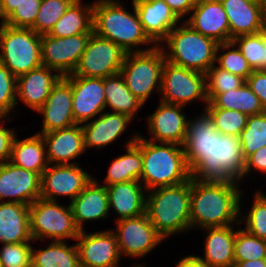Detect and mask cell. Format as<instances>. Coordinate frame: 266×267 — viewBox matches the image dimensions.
Here are the masks:
<instances>
[{
  "mask_svg": "<svg viewBox=\"0 0 266 267\" xmlns=\"http://www.w3.org/2000/svg\"><path fill=\"white\" fill-rule=\"evenodd\" d=\"M238 184L237 181L201 182L191 178V229L238 224L242 216V191Z\"/></svg>",
  "mask_w": 266,
  "mask_h": 267,
  "instance_id": "obj_1",
  "label": "cell"
},
{
  "mask_svg": "<svg viewBox=\"0 0 266 267\" xmlns=\"http://www.w3.org/2000/svg\"><path fill=\"white\" fill-rule=\"evenodd\" d=\"M132 5L133 13H130L118 0L94 1L93 32L116 43L126 53L151 50L156 45L145 34L135 6ZM140 45L148 47L136 49Z\"/></svg>",
  "mask_w": 266,
  "mask_h": 267,
  "instance_id": "obj_2",
  "label": "cell"
},
{
  "mask_svg": "<svg viewBox=\"0 0 266 267\" xmlns=\"http://www.w3.org/2000/svg\"><path fill=\"white\" fill-rule=\"evenodd\" d=\"M135 144L142 151L140 182L147 191L180 184L191 179V170L181 145L159 143L139 135Z\"/></svg>",
  "mask_w": 266,
  "mask_h": 267,
  "instance_id": "obj_3",
  "label": "cell"
},
{
  "mask_svg": "<svg viewBox=\"0 0 266 267\" xmlns=\"http://www.w3.org/2000/svg\"><path fill=\"white\" fill-rule=\"evenodd\" d=\"M145 193H147L145 213L165 240L174 233L191 230V179L176 185L158 187Z\"/></svg>",
  "mask_w": 266,
  "mask_h": 267,
  "instance_id": "obj_4",
  "label": "cell"
},
{
  "mask_svg": "<svg viewBox=\"0 0 266 267\" xmlns=\"http://www.w3.org/2000/svg\"><path fill=\"white\" fill-rule=\"evenodd\" d=\"M163 43L169 48L166 49L169 52L163 48L165 58L174 65L203 74L216 65L218 43L198 33L184 21L168 33Z\"/></svg>",
  "mask_w": 266,
  "mask_h": 267,
  "instance_id": "obj_5",
  "label": "cell"
},
{
  "mask_svg": "<svg viewBox=\"0 0 266 267\" xmlns=\"http://www.w3.org/2000/svg\"><path fill=\"white\" fill-rule=\"evenodd\" d=\"M245 159L239 136L213 134L212 156L203 159L192 171L191 178L201 182H243Z\"/></svg>",
  "mask_w": 266,
  "mask_h": 267,
  "instance_id": "obj_6",
  "label": "cell"
},
{
  "mask_svg": "<svg viewBox=\"0 0 266 267\" xmlns=\"http://www.w3.org/2000/svg\"><path fill=\"white\" fill-rule=\"evenodd\" d=\"M0 63L18 78L40 67L41 35L31 28L0 25Z\"/></svg>",
  "mask_w": 266,
  "mask_h": 267,
  "instance_id": "obj_7",
  "label": "cell"
},
{
  "mask_svg": "<svg viewBox=\"0 0 266 267\" xmlns=\"http://www.w3.org/2000/svg\"><path fill=\"white\" fill-rule=\"evenodd\" d=\"M58 203L38 198L29 205V224L33 241L44 238L66 241L75 240L79 236L80 230L74 222L71 205L64 207Z\"/></svg>",
  "mask_w": 266,
  "mask_h": 267,
  "instance_id": "obj_8",
  "label": "cell"
},
{
  "mask_svg": "<svg viewBox=\"0 0 266 267\" xmlns=\"http://www.w3.org/2000/svg\"><path fill=\"white\" fill-rule=\"evenodd\" d=\"M163 47L155 46L145 52L127 53L120 69L128 89L145 104L157 89L160 92L161 74L165 62Z\"/></svg>",
  "mask_w": 266,
  "mask_h": 267,
  "instance_id": "obj_9",
  "label": "cell"
},
{
  "mask_svg": "<svg viewBox=\"0 0 266 267\" xmlns=\"http://www.w3.org/2000/svg\"><path fill=\"white\" fill-rule=\"evenodd\" d=\"M161 102L183 105L198 99L208 103L206 75L165 60L161 74Z\"/></svg>",
  "mask_w": 266,
  "mask_h": 267,
  "instance_id": "obj_10",
  "label": "cell"
},
{
  "mask_svg": "<svg viewBox=\"0 0 266 267\" xmlns=\"http://www.w3.org/2000/svg\"><path fill=\"white\" fill-rule=\"evenodd\" d=\"M126 54L116 43L92 32L72 74L104 79L120 73Z\"/></svg>",
  "mask_w": 266,
  "mask_h": 267,
  "instance_id": "obj_11",
  "label": "cell"
},
{
  "mask_svg": "<svg viewBox=\"0 0 266 267\" xmlns=\"http://www.w3.org/2000/svg\"><path fill=\"white\" fill-rule=\"evenodd\" d=\"M112 230L117 238L121 256L141 258L165 239L156 231L146 213L134 218H124Z\"/></svg>",
  "mask_w": 266,
  "mask_h": 267,
  "instance_id": "obj_12",
  "label": "cell"
},
{
  "mask_svg": "<svg viewBox=\"0 0 266 267\" xmlns=\"http://www.w3.org/2000/svg\"><path fill=\"white\" fill-rule=\"evenodd\" d=\"M92 33L69 37L41 35L42 64L56 71L61 77L71 75L82 56Z\"/></svg>",
  "mask_w": 266,
  "mask_h": 267,
  "instance_id": "obj_13",
  "label": "cell"
},
{
  "mask_svg": "<svg viewBox=\"0 0 266 267\" xmlns=\"http://www.w3.org/2000/svg\"><path fill=\"white\" fill-rule=\"evenodd\" d=\"M93 176L82 170L79 164H49L41 174L40 198L57 201V196H69L72 202L91 181Z\"/></svg>",
  "mask_w": 266,
  "mask_h": 267,
  "instance_id": "obj_14",
  "label": "cell"
},
{
  "mask_svg": "<svg viewBox=\"0 0 266 267\" xmlns=\"http://www.w3.org/2000/svg\"><path fill=\"white\" fill-rule=\"evenodd\" d=\"M72 89V110L76 124L89 122L106 109L104 79L74 76L64 77Z\"/></svg>",
  "mask_w": 266,
  "mask_h": 267,
  "instance_id": "obj_15",
  "label": "cell"
},
{
  "mask_svg": "<svg viewBox=\"0 0 266 267\" xmlns=\"http://www.w3.org/2000/svg\"><path fill=\"white\" fill-rule=\"evenodd\" d=\"M41 176L9 161L0 164V201L31 205L41 195Z\"/></svg>",
  "mask_w": 266,
  "mask_h": 267,
  "instance_id": "obj_16",
  "label": "cell"
},
{
  "mask_svg": "<svg viewBox=\"0 0 266 267\" xmlns=\"http://www.w3.org/2000/svg\"><path fill=\"white\" fill-rule=\"evenodd\" d=\"M76 246L79 263L88 267H118L121 254L113 231L104 230L87 234L80 231Z\"/></svg>",
  "mask_w": 266,
  "mask_h": 267,
  "instance_id": "obj_17",
  "label": "cell"
},
{
  "mask_svg": "<svg viewBox=\"0 0 266 267\" xmlns=\"http://www.w3.org/2000/svg\"><path fill=\"white\" fill-rule=\"evenodd\" d=\"M159 106L148 117L150 141L172 143L183 146L187 135V118L183 105L159 102Z\"/></svg>",
  "mask_w": 266,
  "mask_h": 267,
  "instance_id": "obj_18",
  "label": "cell"
},
{
  "mask_svg": "<svg viewBox=\"0 0 266 267\" xmlns=\"http://www.w3.org/2000/svg\"><path fill=\"white\" fill-rule=\"evenodd\" d=\"M184 22L192 29L219 43L230 42L227 14L220 0H201Z\"/></svg>",
  "mask_w": 266,
  "mask_h": 267,
  "instance_id": "obj_19",
  "label": "cell"
},
{
  "mask_svg": "<svg viewBox=\"0 0 266 267\" xmlns=\"http://www.w3.org/2000/svg\"><path fill=\"white\" fill-rule=\"evenodd\" d=\"M43 115L42 131L37 134L68 128L75 125L72 110L71 84L61 77L53 86L45 103L37 110Z\"/></svg>",
  "mask_w": 266,
  "mask_h": 267,
  "instance_id": "obj_20",
  "label": "cell"
},
{
  "mask_svg": "<svg viewBox=\"0 0 266 267\" xmlns=\"http://www.w3.org/2000/svg\"><path fill=\"white\" fill-rule=\"evenodd\" d=\"M132 3L145 34L156 46H162L168 33L181 20L163 0H132Z\"/></svg>",
  "mask_w": 266,
  "mask_h": 267,
  "instance_id": "obj_21",
  "label": "cell"
},
{
  "mask_svg": "<svg viewBox=\"0 0 266 267\" xmlns=\"http://www.w3.org/2000/svg\"><path fill=\"white\" fill-rule=\"evenodd\" d=\"M41 135L45 144L48 164H79L75 161L73 163L70 161L86 151L83 130L80 124Z\"/></svg>",
  "mask_w": 266,
  "mask_h": 267,
  "instance_id": "obj_22",
  "label": "cell"
},
{
  "mask_svg": "<svg viewBox=\"0 0 266 267\" xmlns=\"http://www.w3.org/2000/svg\"><path fill=\"white\" fill-rule=\"evenodd\" d=\"M227 14L230 41L240 35L257 34L266 29V14L257 0H220Z\"/></svg>",
  "mask_w": 266,
  "mask_h": 267,
  "instance_id": "obj_23",
  "label": "cell"
},
{
  "mask_svg": "<svg viewBox=\"0 0 266 267\" xmlns=\"http://www.w3.org/2000/svg\"><path fill=\"white\" fill-rule=\"evenodd\" d=\"M51 68L41 65L17 78L16 104L18 99L25 106L37 111L47 100L53 86L61 76Z\"/></svg>",
  "mask_w": 266,
  "mask_h": 267,
  "instance_id": "obj_24",
  "label": "cell"
},
{
  "mask_svg": "<svg viewBox=\"0 0 266 267\" xmlns=\"http://www.w3.org/2000/svg\"><path fill=\"white\" fill-rule=\"evenodd\" d=\"M94 177L83 191L70 202L74 222L80 231H84L85 221H95L109 216L108 193L104 185Z\"/></svg>",
  "mask_w": 266,
  "mask_h": 267,
  "instance_id": "obj_25",
  "label": "cell"
},
{
  "mask_svg": "<svg viewBox=\"0 0 266 267\" xmlns=\"http://www.w3.org/2000/svg\"><path fill=\"white\" fill-rule=\"evenodd\" d=\"M216 131L211 117L205 110L204 114L187 121V135L183 148L191 171L203 159L212 156L213 134Z\"/></svg>",
  "mask_w": 266,
  "mask_h": 267,
  "instance_id": "obj_26",
  "label": "cell"
},
{
  "mask_svg": "<svg viewBox=\"0 0 266 267\" xmlns=\"http://www.w3.org/2000/svg\"><path fill=\"white\" fill-rule=\"evenodd\" d=\"M133 118L123 113L105 112L98 118L82 124L85 150L92 147L100 149L117 140Z\"/></svg>",
  "mask_w": 266,
  "mask_h": 267,
  "instance_id": "obj_27",
  "label": "cell"
},
{
  "mask_svg": "<svg viewBox=\"0 0 266 267\" xmlns=\"http://www.w3.org/2000/svg\"><path fill=\"white\" fill-rule=\"evenodd\" d=\"M105 187L108 193L109 210L116 211L117 221L138 217L145 213L146 189L140 181H126Z\"/></svg>",
  "mask_w": 266,
  "mask_h": 267,
  "instance_id": "obj_28",
  "label": "cell"
},
{
  "mask_svg": "<svg viewBox=\"0 0 266 267\" xmlns=\"http://www.w3.org/2000/svg\"><path fill=\"white\" fill-rule=\"evenodd\" d=\"M29 205L0 202V242L15 244L31 242Z\"/></svg>",
  "mask_w": 266,
  "mask_h": 267,
  "instance_id": "obj_29",
  "label": "cell"
},
{
  "mask_svg": "<svg viewBox=\"0 0 266 267\" xmlns=\"http://www.w3.org/2000/svg\"><path fill=\"white\" fill-rule=\"evenodd\" d=\"M207 236L204 245V257L199 258L209 267H233L236 230L233 226L204 228Z\"/></svg>",
  "mask_w": 266,
  "mask_h": 267,
  "instance_id": "obj_30",
  "label": "cell"
},
{
  "mask_svg": "<svg viewBox=\"0 0 266 267\" xmlns=\"http://www.w3.org/2000/svg\"><path fill=\"white\" fill-rule=\"evenodd\" d=\"M10 163L25 170L38 173L40 176L48 167L45 144L41 134L23 140L17 139L12 144Z\"/></svg>",
  "mask_w": 266,
  "mask_h": 267,
  "instance_id": "obj_31",
  "label": "cell"
},
{
  "mask_svg": "<svg viewBox=\"0 0 266 267\" xmlns=\"http://www.w3.org/2000/svg\"><path fill=\"white\" fill-rule=\"evenodd\" d=\"M138 137L139 133L131 137L125 144L126 153L115 158L111 163L104 179V186L126 181H140L143 159L141 149L135 144Z\"/></svg>",
  "mask_w": 266,
  "mask_h": 267,
  "instance_id": "obj_32",
  "label": "cell"
},
{
  "mask_svg": "<svg viewBox=\"0 0 266 267\" xmlns=\"http://www.w3.org/2000/svg\"><path fill=\"white\" fill-rule=\"evenodd\" d=\"M81 1L76 0L69 6L55 23L50 36L69 37L93 32V3L84 6Z\"/></svg>",
  "mask_w": 266,
  "mask_h": 267,
  "instance_id": "obj_33",
  "label": "cell"
},
{
  "mask_svg": "<svg viewBox=\"0 0 266 267\" xmlns=\"http://www.w3.org/2000/svg\"><path fill=\"white\" fill-rule=\"evenodd\" d=\"M106 108L113 112L123 113L134 118L137 111L144 105L126 86L120 73L104 78Z\"/></svg>",
  "mask_w": 266,
  "mask_h": 267,
  "instance_id": "obj_34",
  "label": "cell"
},
{
  "mask_svg": "<svg viewBox=\"0 0 266 267\" xmlns=\"http://www.w3.org/2000/svg\"><path fill=\"white\" fill-rule=\"evenodd\" d=\"M79 252L76 244L52 241L45 249L32 247L31 267H77Z\"/></svg>",
  "mask_w": 266,
  "mask_h": 267,
  "instance_id": "obj_35",
  "label": "cell"
},
{
  "mask_svg": "<svg viewBox=\"0 0 266 267\" xmlns=\"http://www.w3.org/2000/svg\"><path fill=\"white\" fill-rule=\"evenodd\" d=\"M211 103L216 108L236 110L248 116L265 112L258 96L249 88L247 83L238 89L218 94Z\"/></svg>",
  "mask_w": 266,
  "mask_h": 267,
  "instance_id": "obj_36",
  "label": "cell"
},
{
  "mask_svg": "<svg viewBox=\"0 0 266 267\" xmlns=\"http://www.w3.org/2000/svg\"><path fill=\"white\" fill-rule=\"evenodd\" d=\"M253 71L266 70V29L232 39Z\"/></svg>",
  "mask_w": 266,
  "mask_h": 267,
  "instance_id": "obj_37",
  "label": "cell"
},
{
  "mask_svg": "<svg viewBox=\"0 0 266 267\" xmlns=\"http://www.w3.org/2000/svg\"><path fill=\"white\" fill-rule=\"evenodd\" d=\"M204 110L211 117L216 130L228 136H239L249 117L240 111L216 108L211 102L206 104Z\"/></svg>",
  "mask_w": 266,
  "mask_h": 267,
  "instance_id": "obj_38",
  "label": "cell"
},
{
  "mask_svg": "<svg viewBox=\"0 0 266 267\" xmlns=\"http://www.w3.org/2000/svg\"><path fill=\"white\" fill-rule=\"evenodd\" d=\"M240 143L244 159L266 146V112L248 117L241 131Z\"/></svg>",
  "mask_w": 266,
  "mask_h": 267,
  "instance_id": "obj_39",
  "label": "cell"
},
{
  "mask_svg": "<svg viewBox=\"0 0 266 267\" xmlns=\"http://www.w3.org/2000/svg\"><path fill=\"white\" fill-rule=\"evenodd\" d=\"M235 44L230 41L226 43H219L216 50V65L218 68L228 71L234 75L240 76L245 80L252 74L253 70L249 66L247 60L243 57L242 53L238 49H235ZM225 51L218 56L220 51ZM219 52V53H218Z\"/></svg>",
  "mask_w": 266,
  "mask_h": 267,
  "instance_id": "obj_40",
  "label": "cell"
},
{
  "mask_svg": "<svg viewBox=\"0 0 266 267\" xmlns=\"http://www.w3.org/2000/svg\"><path fill=\"white\" fill-rule=\"evenodd\" d=\"M76 0H42L34 26L39 35L49 34L55 23Z\"/></svg>",
  "mask_w": 266,
  "mask_h": 267,
  "instance_id": "obj_41",
  "label": "cell"
},
{
  "mask_svg": "<svg viewBox=\"0 0 266 267\" xmlns=\"http://www.w3.org/2000/svg\"><path fill=\"white\" fill-rule=\"evenodd\" d=\"M206 94L211 102L218 94L238 89L246 80L240 76L224 71L213 65L206 72Z\"/></svg>",
  "mask_w": 266,
  "mask_h": 267,
  "instance_id": "obj_42",
  "label": "cell"
},
{
  "mask_svg": "<svg viewBox=\"0 0 266 267\" xmlns=\"http://www.w3.org/2000/svg\"><path fill=\"white\" fill-rule=\"evenodd\" d=\"M266 259V240L257 238L244 229L236 231L234 260L248 261Z\"/></svg>",
  "mask_w": 266,
  "mask_h": 267,
  "instance_id": "obj_43",
  "label": "cell"
},
{
  "mask_svg": "<svg viewBox=\"0 0 266 267\" xmlns=\"http://www.w3.org/2000/svg\"><path fill=\"white\" fill-rule=\"evenodd\" d=\"M255 193L250 211L242 216L243 219L240 218L239 224H246L245 231L266 240V195L262 191Z\"/></svg>",
  "mask_w": 266,
  "mask_h": 267,
  "instance_id": "obj_44",
  "label": "cell"
},
{
  "mask_svg": "<svg viewBox=\"0 0 266 267\" xmlns=\"http://www.w3.org/2000/svg\"><path fill=\"white\" fill-rule=\"evenodd\" d=\"M31 256L30 242L3 244L0 250L3 267H31Z\"/></svg>",
  "mask_w": 266,
  "mask_h": 267,
  "instance_id": "obj_45",
  "label": "cell"
},
{
  "mask_svg": "<svg viewBox=\"0 0 266 267\" xmlns=\"http://www.w3.org/2000/svg\"><path fill=\"white\" fill-rule=\"evenodd\" d=\"M42 0H24L1 23L16 28H32L34 26Z\"/></svg>",
  "mask_w": 266,
  "mask_h": 267,
  "instance_id": "obj_46",
  "label": "cell"
},
{
  "mask_svg": "<svg viewBox=\"0 0 266 267\" xmlns=\"http://www.w3.org/2000/svg\"><path fill=\"white\" fill-rule=\"evenodd\" d=\"M17 78L0 63V116H8L16 106Z\"/></svg>",
  "mask_w": 266,
  "mask_h": 267,
  "instance_id": "obj_47",
  "label": "cell"
},
{
  "mask_svg": "<svg viewBox=\"0 0 266 267\" xmlns=\"http://www.w3.org/2000/svg\"><path fill=\"white\" fill-rule=\"evenodd\" d=\"M12 119V116H0V120L7 121L6 119ZM16 130L4 128L3 124H0V164L10 160L12 144L16 137Z\"/></svg>",
  "mask_w": 266,
  "mask_h": 267,
  "instance_id": "obj_48",
  "label": "cell"
},
{
  "mask_svg": "<svg viewBox=\"0 0 266 267\" xmlns=\"http://www.w3.org/2000/svg\"><path fill=\"white\" fill-rule=\"evenodd\" d=\"M249 88L258 96L266 112V70L253 71L246 79Z\"/></svg>",
  "mask_w": 266,
  "mask_h": 267,
  "instance_id": "obj_49",
  "label": "cell"
},
{
  "mask_svg": "<svg viewBox=\"0 0 266 267\" xmlns=\"http://www.w3.org/2000/svg\"><path fill=\"white\" fill-rule=\"evenodd\" d=\"M252 169L266 173V146L261 147L245 159L243 178L246 177Z\"/></svg>",
  "mask_w": 266,
  "mask_h": 267,
  "instance_id": "obj_50",
  "label": "cell"
},
{
  "mask_svg": "<svg viewBox=\"0 0 266 267\" xmlns=\"http://www.w3.org/2000/svg\"><path fill=\"white\" fill-rule=\"evenodd\" d=\"M171 10L176 14V16L181 20L186 15H190L195 4L191 0H163Z\"/></svg>",
  "mask_w": 266,
  "mask_h": 267,
  "instance_id": "obj_51",
  "label": "cell"
},
{
  "mask_svg": "<svg viewBox=\"0 0 266 267\" xmlns=\"http://www.w3.org/2000/svg\"><path fill=\"white\" fill-rule=\"evenodd\" d=\"M24 0H0V18L3 22Z\"/></svg>",
  "mask_w": 266,
  "mask_h": 267,
  "instance_id": "obj_52",
  "label": "cell"
},
{
  "mask_svg": "<svg viewBox=\"0 0 266 267\" xmlns=\"http://www.w3.org/2000/svg\"><path fill=\"white\" fill-rule=\"evenodd\" d=\"M176 267H209L204 261H202L199 256L190 255L183 257Z\"/></svg>",
  "mask_w": 266,
  "mask_h": 267,
  "instance_id": "obj_53",
  "label": "cell"
},
{
  "mask_svg": "<svg viewBox=\"0 0 266 267\" xmlns=\"http://www.w3.org/2000/svg\"><path fill=\"white\" fill-rule=\"evenodd\" d=\"M233 267H266V259L235 261Z\"/></svg>",
  "mask_w": 266,
  "mask_h": 267,
  "instance_id": "obj_54",
  "label": "cell"
},
{
  "mask_svg": "<svg viewBox=\"0 0 266 267\" xmlns=\"http://www.w3.org/2000/svg\"><path fill=\"white\" fill-rule=\"evenodd\" d=\"M260 3L262 4L264 12L266 14V0H260Z\"/></svg>",
  "mask_w": 266,
  "mask_h": 267,
  "instance_id": "obj_55",
  "label": "cell"
},
{
  "mask_svg": "<svg viewBox=\"0 0 266 267\" xmlns=\"http://www.w3.org/2000/svg\"><path fill=\"white\" fill-rule=\"evenodd\" d=\"M194 4L200 2L201 0H191Z\"/></svg>",
  "mask_w": 266,
  "mask_h": 267,
  "instance_id": "obj_56",
  "label": "cell"
},
{
  "mask_svg": "<svg viewBox=\"0 0 266 267\" xmlns=\"http://www.w3.org/2000/svg\"><path fill=\"white\" fill-rule=\"evenodd\" d=\"M133 267H146V266H144V265H133Z\"/></svg>",
  "mask_w": 266,
  "mask_h": 267,
  "instance_id": "obj_57",
  "label": "cell"
},
{
  "mask_svg": "<svg viewBox=\"0 0 266 267\" xmlns=\"http://www.w3.org/2000/svg\"><path fill=\"white\" fill-rule=\"evenodd\" d=\"M77 267H88V266H84V265L79 264Z\"/></svg>",
  "mask_w": 266,
  "mask_h": 267,
  "instance_id": "obj_58",
  "label": "cell"
}]
</instances>
